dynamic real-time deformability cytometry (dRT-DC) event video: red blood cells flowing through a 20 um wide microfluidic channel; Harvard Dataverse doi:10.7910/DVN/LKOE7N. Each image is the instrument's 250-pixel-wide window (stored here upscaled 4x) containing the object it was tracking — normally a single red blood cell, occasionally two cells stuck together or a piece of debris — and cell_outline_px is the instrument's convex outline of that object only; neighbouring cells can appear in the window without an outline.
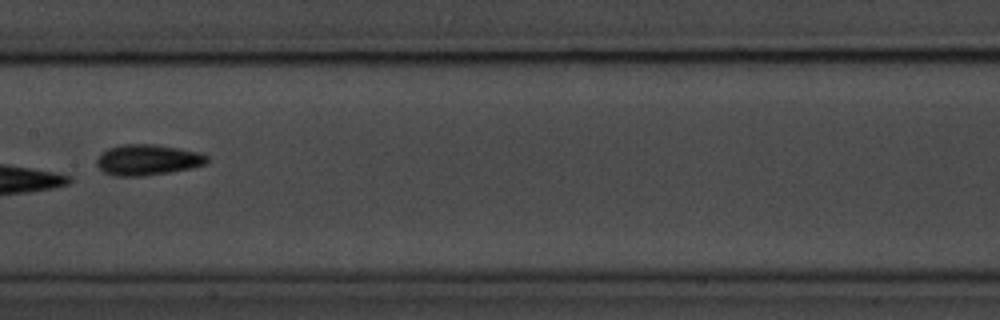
{"species": "common noctule bat (a hibernating species)", "species_latin": "Nyctalus noctula", "temperature_condition": "room temperature", "stored_images_in_passage": 11, "camera_frame_rate_fps": 3000, "um_per_image_px": 0.085, "animal": {"sex": "male", "body_mass_g": 20.1, "forearm_length_mm": 53.5}, "frame": {"image": 1, "passage_image": 8, "time_ms": 9.0, "image_size_px": [1000, 320], "cell_outline_px": [[208, 164], [192, 168], [144, 176], [112, 176], [104, 172], [96, 164], [96, 160], [108, 148], [120, 144], [156, 144], [180, 148], [200, 152], [208, 156]], "centroid_in_image_um": [12.58, 13.58], "position_along_channel_um": 194.8, "area_um2": 19.94}}